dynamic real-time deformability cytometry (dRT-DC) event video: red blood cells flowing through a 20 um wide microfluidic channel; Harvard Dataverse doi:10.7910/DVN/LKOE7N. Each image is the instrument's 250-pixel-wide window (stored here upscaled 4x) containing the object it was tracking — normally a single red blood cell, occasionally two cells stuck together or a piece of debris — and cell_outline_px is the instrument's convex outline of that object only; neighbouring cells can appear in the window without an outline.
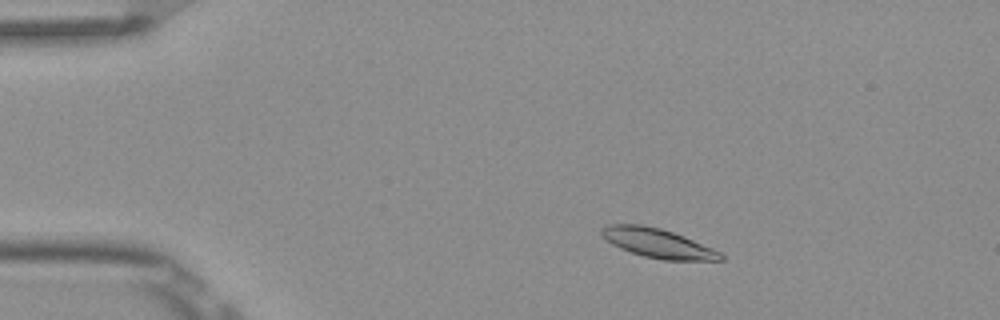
{"species": "Egyptian fruit bat (a non-hibernating species)", "species_latin": "Rousettus aegyptiacus", "temperature_condition": "room temperature", "stored_images_in_passage": 4, "camera_frame_rate_fps": 3000, "um_per_image_px": 0.085, "frame": {"image": 1, "passage_image": 2, "time_ms": 0.333, "image_size_px": [1000, 320], "cell_outline_px": [[724, 260], [664, 260], [644, 256], [620, 248], [612, 244], [600, 232], [600, 228], [608, 224], [640, 224], [660, 228], [684, 236], [712, 248], [720, 252], [724, 256]], "centroid_in_image_um": [55.91, 20.66], "position_along_channel_um": 29.1, "area_um2": 20.06}}